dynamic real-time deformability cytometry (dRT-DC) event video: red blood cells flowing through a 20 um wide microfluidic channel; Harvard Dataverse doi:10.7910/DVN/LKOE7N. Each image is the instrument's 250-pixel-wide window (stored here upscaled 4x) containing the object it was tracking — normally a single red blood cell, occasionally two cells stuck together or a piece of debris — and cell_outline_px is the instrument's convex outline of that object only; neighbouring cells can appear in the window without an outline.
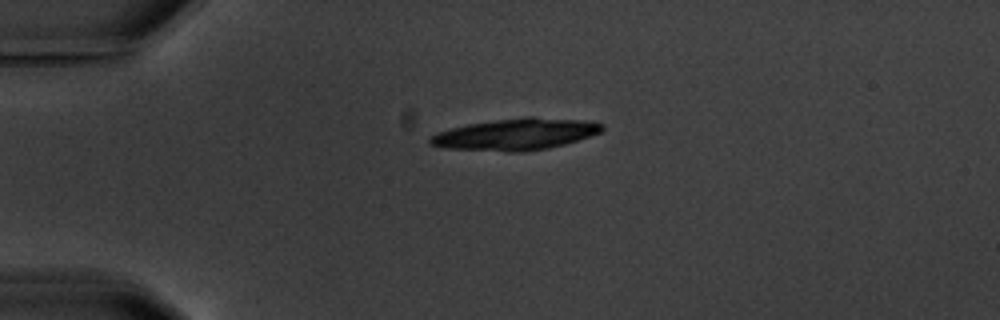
{"species": "common noctule bat (a hibernating species)", "species_latin": "Nyctalus noctula", "temperature_condition": "warm", "stored_images_in_passage": 4, "camera_frame_rate_fps": 3000, "um_per_image_px": 0.085, "animal": {"sex": "male", "body_mass_g": 20.1, "forearm_length_mm": 53.5}, "frame": {"image": 1, "passage_image": 4, "time_ms": 3.667, "image_size_px": [1000, 320], "cell_outline_px": [[604, 128], [600, 132], [564, 144], [548, 148], [520, 152], [508, 152], [448, 148], [432, 144], [428, 140], [436, 132], [468, 124], [524, 116], [532, 116], [584, 120], [604, 124]], "centroid_in_image_um": [43.86, 11.4], "position_along_channel_um": 41.1, "area_um2": 31.39}}